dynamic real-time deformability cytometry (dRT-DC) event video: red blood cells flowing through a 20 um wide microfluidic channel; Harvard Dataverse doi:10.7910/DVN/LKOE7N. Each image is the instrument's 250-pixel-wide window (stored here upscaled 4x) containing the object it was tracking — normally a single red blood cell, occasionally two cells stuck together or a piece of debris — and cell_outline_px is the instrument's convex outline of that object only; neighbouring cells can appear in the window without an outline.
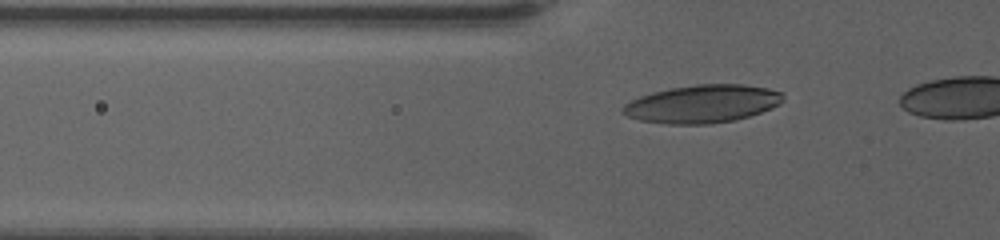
{"species": "human", "species_latin": "Homo sapiens", "temperature_condition": "warm", "stored_images_in_passage": 34, "camera_frame_rate_fps": 3000, "um_per_image_px": 0.085, "donor": {"sex": "female"}, "frame": {"image": 1, "passage_image": 16, "time_ms": 5.0, "image_size_px": [1000, 240], "cell_outline_px": [[784, 100], [780, 104], [772, 108], [736, 120], [712, 124], [664, 124], [640, 120], [628, 116], [620, 112], [624, 104], [640, 96], [652, 92], [668, 88], [696, 84], [744, 84], [768, 88], [784, 92]], "centroid_in_image_um": [59.72, 8.82], "position_along_channel_um": 66.1, "area_um2": 35.78}}
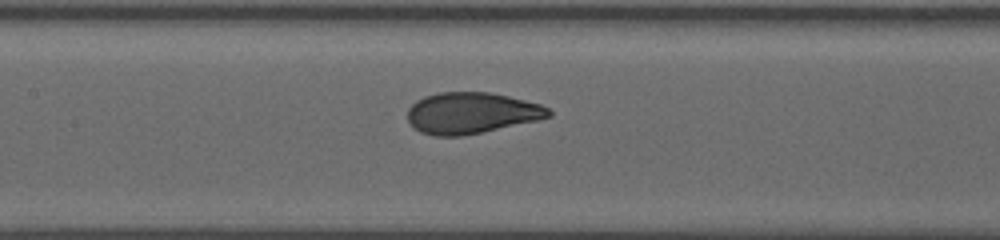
{"frame": {"image": 2, "passage_image": 25, "time_ms": 8.0, "image_size_px": [1000, 240], "cell_outline_px": [[552, 116], [536, 120], [480, 132], [460, 136], [436, 136], [420, 132], [408, 120], [408, 108], [416, 100], [424, 96], [440, 92], [488, 92], [508, 96], [540, 104], [548, 108], [552, 112]], "centroid_in_image_um": [40.05, 9.59], "position_along_channel_um": 167.4, "area_um2": 33.52}}
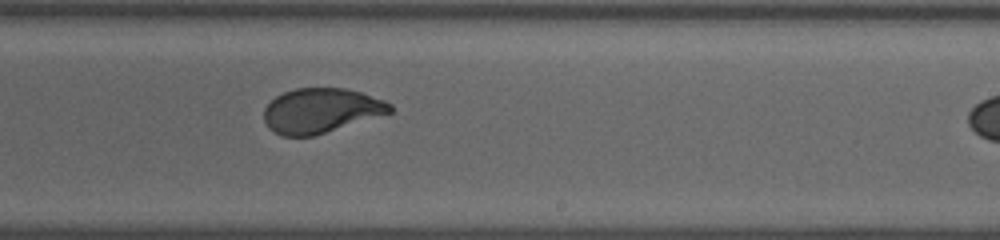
{"frame": {"image": 3, "passage_image": 33, "time_ms": 10.667, "image_size_px": [1000, 240], "cell_outline_px": [[392, 112], [312, 136], [280, 136], [268, 128], [264, 120], [264, 108], [276, 96], [284, 92], [296, 88], [344, 88], [360, 92], [384, 100], [392, 104]], "centroid_in_image_um": [27.25, 9.4], "position_along_channel_um": 261.7, "area_um2": 32.6}}